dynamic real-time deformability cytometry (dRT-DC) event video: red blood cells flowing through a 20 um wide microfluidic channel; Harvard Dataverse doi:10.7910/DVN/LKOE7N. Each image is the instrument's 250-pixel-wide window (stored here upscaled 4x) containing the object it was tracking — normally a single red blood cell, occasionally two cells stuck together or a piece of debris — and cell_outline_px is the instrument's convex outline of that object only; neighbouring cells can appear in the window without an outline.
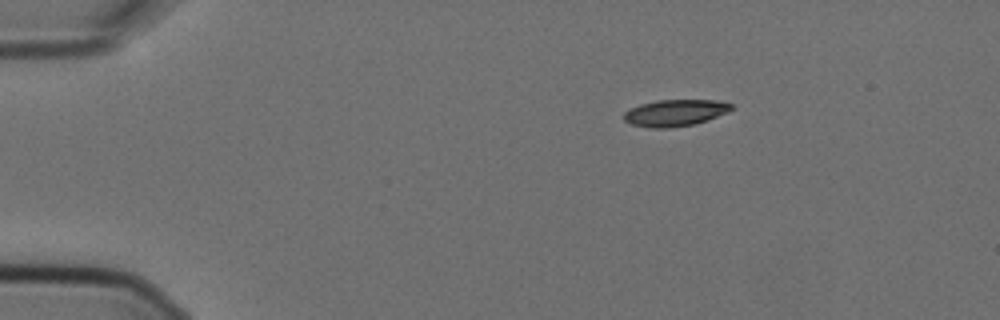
{"species": "Egyptian fruit bat (a non-hibernating species)", "species_latin": "Rousettus aegyptiacus", "temperature_condition": "cold", "stored_images_in_passage": 3, "camera_frame_rate_fps": 3000, "um_per_image_px": 0.085, "animal": {"sex": "female"}, "frame": {"image": 1, "passage_image": 1, "time_ms": 0.0, "image_size_px": [1000, 320], "cell_outline_px": [[732, 108], [728, 112], [708, 120], [692, 124], [668, 128], [652, 128], [632, 124], [624, 120], [624, 112], [628, 108], [640, 104], [656, 100], [716, 100], [732, 104]], "centroid_in_image_um": [57.36, 9.58], "position_along_channel_um": 27.6, "area_um2": 16.65}}